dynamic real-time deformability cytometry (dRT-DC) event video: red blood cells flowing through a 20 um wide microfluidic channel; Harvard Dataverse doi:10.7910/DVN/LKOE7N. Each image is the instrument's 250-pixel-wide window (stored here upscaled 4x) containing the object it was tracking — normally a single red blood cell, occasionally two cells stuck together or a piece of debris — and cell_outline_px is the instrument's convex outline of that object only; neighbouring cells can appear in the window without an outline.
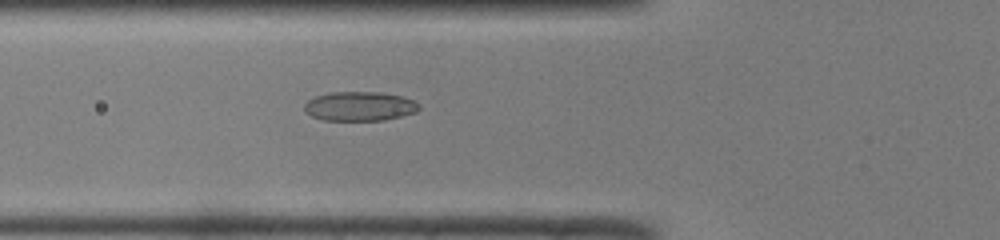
{"species": "common noctule bat (a hibernating species)", "species_latin": "Nyctalus noctula", "temperature_condition": "room temperature", "stored_images_in_passage": 50, "camera_frame_rate_fps": 3000, "um_per_image_px": 0.085, "animal": {"sex": "male", "body_mass_g": 19.0, "forearm_length_mm": 50.8}, "frame": {"image": 1, "passage_image": 19, "time_ms": 6.0, "image_size_px": [1000, 240], "cell_outline_px": [[420, 108], [416, 112], [384, 120], [324, 120], [312, 116], [304, 112], [304, 104], [308, 100], [316, 96], [332, 92], [384, 92], [404, 96], [420, 104]], "centroid_in_image_um": [30.58, 9.02], "position_along_channel_um": 95.2, "area_um2": 19.65}}
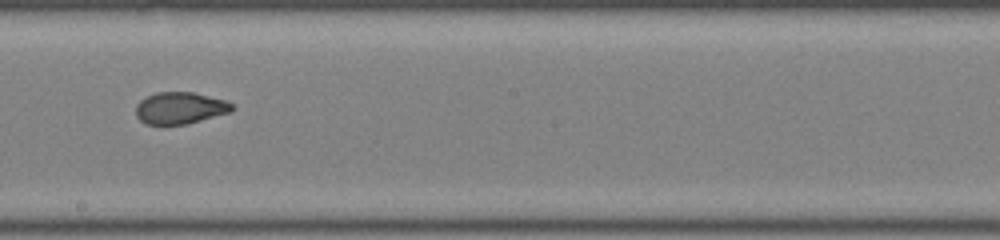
{"frame": {"image": 2, "passage_image": 29, "time_ms": 9.333, "image_size_px": [1000, 240], "cell_outline_px": [[236, 108], [232, 112], [184, 124], [144, 124], [136, 116], [136, 104], [140, 100], [156, 92], [192, 92], [224, 100], [232, 104]], "centroid_in_image_um": [15.3, 9.18], "position_along_channel_um": 232.9, "area_um2": 17.74}}
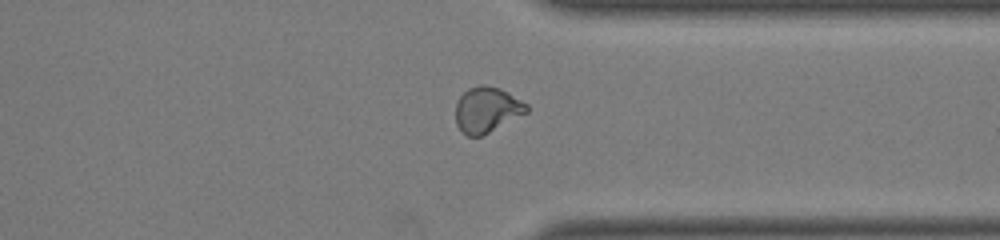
{"frame": {"image": 3, "passage_image": 39, "time_ms": 12.667, "image_size_px": [1000, 240], "cell_outline_px": [[528, 112], [480, 136], [468, 136], [456, 124], [456, 104], [460, 96], [468, 88], [480, 84], [484, 84], [500, 88], [508, 92], [528, 104]], "centroid_in_image_um": [41.39, 9.29], "position_along_channel_um": 370.0, "area_um2": 18.67}, "authors_computed_cell_mechanics": {"area_um2": 19.1896, "velocity_mm_per_s": 4.142, "shape_relaxation_time_tau1_ms": 9.8278, "shape_relaxation_time_tau2_ms": 1.1487, "deformation_change_tau1": 0.2626, "deformation_change_tau2": 0.0604}}